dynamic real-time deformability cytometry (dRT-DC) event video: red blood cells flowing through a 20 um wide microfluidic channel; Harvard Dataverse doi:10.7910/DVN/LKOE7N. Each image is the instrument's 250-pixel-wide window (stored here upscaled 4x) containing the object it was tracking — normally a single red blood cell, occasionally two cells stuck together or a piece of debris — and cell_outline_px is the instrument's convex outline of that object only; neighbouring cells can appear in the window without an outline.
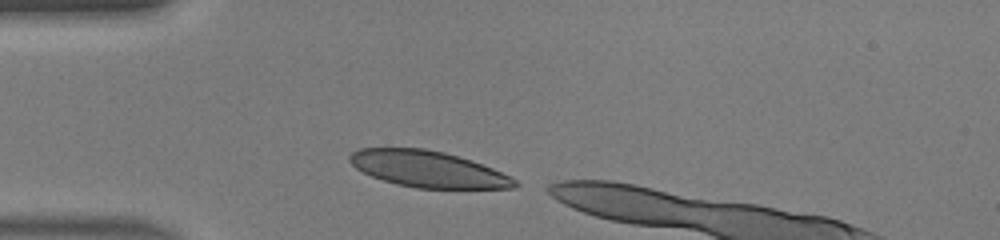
{"species": "human", "species_latin": "Homo sapiens", "temperature_condition": "warm", "stored_images_in_passage": 26, "camera_frame_rate_fps": 3000, "um_per_image_px": 0.085, "donor": {"sex": "male"}, "frame": {"image": 1, "passage_image": 1, "time_ms": 0.0, "image_size_px": [1000, 240], "cell_outline_px": [[520, 184], [512, 188], [416, 188], [396, 184], [372, 176], [356, 168], [348, 160], [348, 156], [352, 152], [360, 148], [424, 148], [444, 152], [492, 168], [516, 180]], "centroid_in_image_um": [36.33, 14.37], "position_along_channel_um": 48.7, "area_um2": 34.45}}
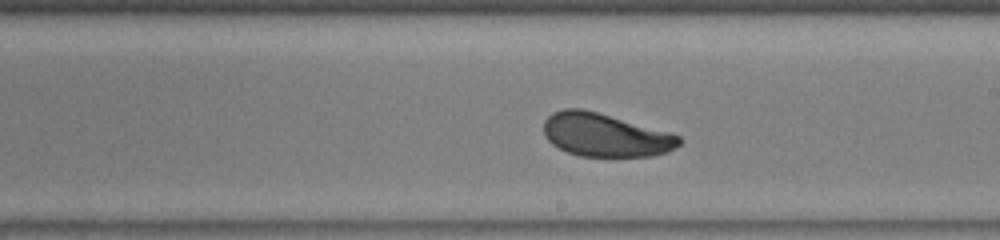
{"frame": {"image": 2, "passage_image": 15, "time_ms": 4.667, "image_size_px": [1000, 240], "cell_outline_px": [[680, 144], [668, 152], [652, 156], [580, 156], [568, 152], [552, 144], [544, 136], [544, 120], [552, 112], [564, 108], [580, 108], [596, 112], [672, 132], [680, 136]], "centroid_in_image_um": [51.45, 11.47], "position_along_channel_um": 237.6, "area_um2": 34.16}}
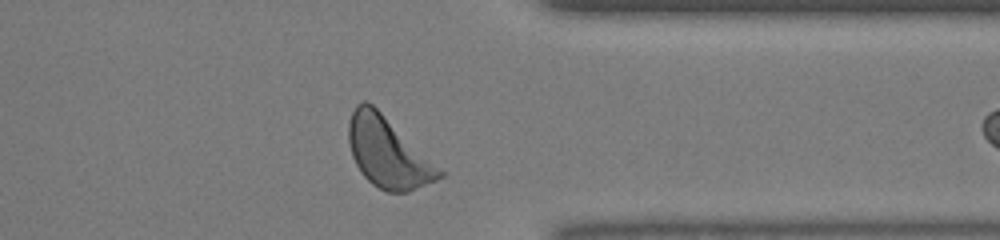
{"frame": {"image": 3, "passage_image": 25, "time_ms": 8.0, "image_size_px": [1000, 240], "cell_outline_px": [[444, 176], [436, 180], [408, 192], [388, 192], [372, 184], [364, 176], [356, 164], [352, 156], [348, 140], [348, 124], [352, 112], [356, 104], [364, 100], [372, 104], [444, 172]], "centroid_in_image_um": [32.94, 12.97], "position_along_channel_um": 378.5, "area_um2": 36.41}}